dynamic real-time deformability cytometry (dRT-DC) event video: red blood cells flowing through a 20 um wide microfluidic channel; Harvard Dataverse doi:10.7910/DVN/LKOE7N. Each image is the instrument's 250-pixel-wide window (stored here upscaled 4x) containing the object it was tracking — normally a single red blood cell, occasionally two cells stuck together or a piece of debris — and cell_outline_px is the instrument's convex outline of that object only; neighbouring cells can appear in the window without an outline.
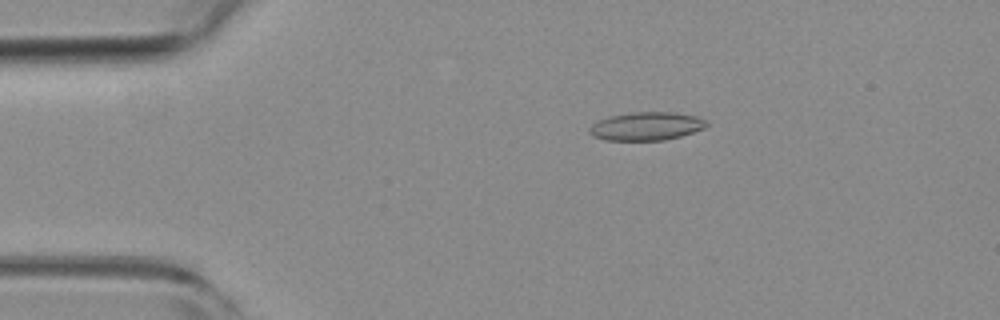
{"species": "common noctule bat (a hibernating species)", "species_latin": "Nyctalus noctula", "temperature_condition": "room temperature", "stored_images_in_passage": 54, "camera_frame_rate_fps": 3000, "um_per_image_px": 0.085, "animal": {"sex": "female", "body_mass_g": 19.3, "forearm_length_mm": 54.1}, "frame": {"image": 1, "passage_image": 10, "time_ms": 3.0, "image_size_px": [1000, 320], "cell_outline_px": [[708, 124], [704, 128], [680, 136], [664, 140], [604, 140], [592, 136], [588, 132], [588, 128], [592, 124], [608, 116], [632, 112], [676, 112], [696, 116], [708, 120]], "centroid_in_image_um": [54.93, 10.72], "position_along_channel_um": 30.1, "area_um2": 19.42}}
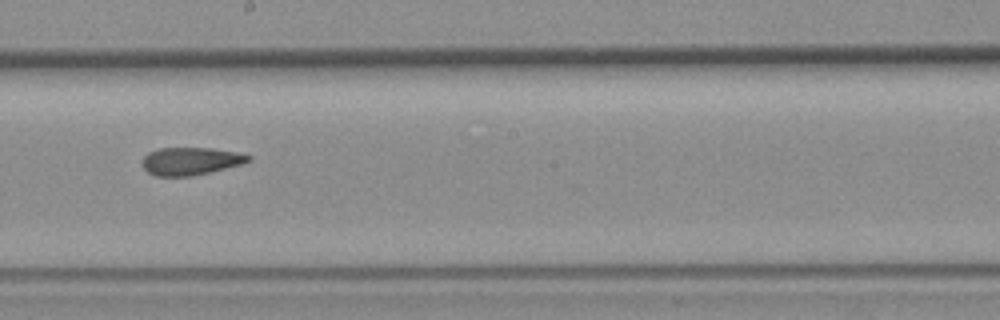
{"frame": {"image": 2, "passage_image": 30, "time_ms": 9.667, "image_size_px": [1000, 320], "cell_outline_px": [[252, 160], [244, 164], [192, 176], [156, 176], [148, 172], [140, 164], [140, 160], [148, 152], [160, 148], [212, 148], [240, 152], [252, 156]], "centroid_in_image_um": [16.22, 13.69], "position_along_channel_um": 232.0, "area_um2": 17.46}}
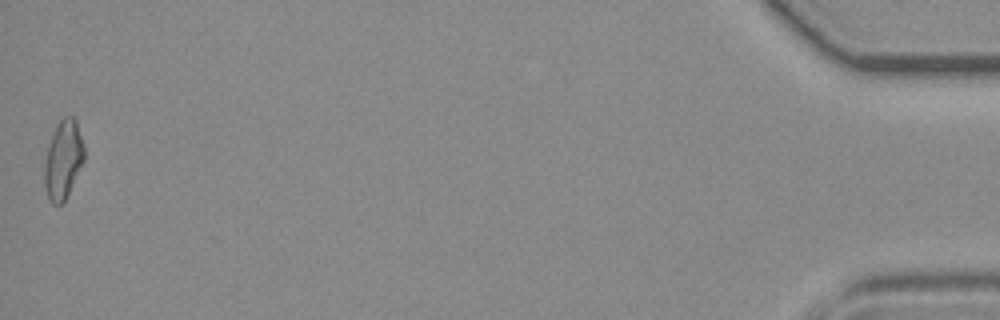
{"frame": {"image": 3, "passage_image": 54, "time_ms": 17.667, "image_size_px": [1000, 320], "cell_outline_px": [[84, 160], [64, 200], [60, 204], [52, 204], [48, 200], [44, 184], [44, 164], [48, 144], [56, 124], [64, 116], [72, 116], [76, 120], [84, 148]], "centroid_in_image_um": [5.34, 13.55], "position_along_channel_um": 429.9, "area_um2": 18.03}, "authors_computed_cell_mechanics": {"area_um2": 17.8891, "velocity_mm_per_s": 3.7687, "shape_relaxation_time_tau1_ms": null, "shape_relaxation_time_tau2_ms": 2.6635, "deformation_change_tau1": null, "deformation_change_tau2": 0.1074}}